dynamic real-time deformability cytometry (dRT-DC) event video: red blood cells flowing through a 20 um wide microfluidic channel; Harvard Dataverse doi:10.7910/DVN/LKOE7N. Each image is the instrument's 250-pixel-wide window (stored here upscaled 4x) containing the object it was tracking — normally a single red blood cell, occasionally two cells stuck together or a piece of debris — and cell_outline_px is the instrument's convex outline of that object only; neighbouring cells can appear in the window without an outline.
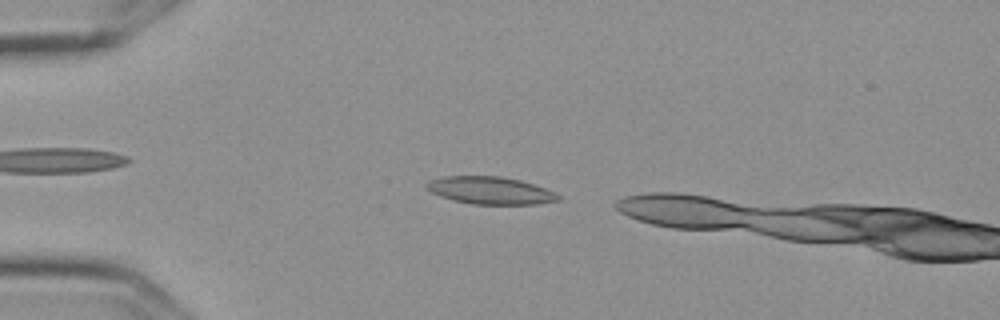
{"species": "Egyptian fruit bat (a non-hibernating species)", "species_latin": "Rousettus aegyptiacus", "temperature_condition": "cold", "stored_images_in_passage": 9, "camera_frame_rate_fps": 3000, "um_per_image_px": 0.085, "frame": {"image": 1, "passage_image": 2, "time_ms": 0.333, "image_size_px": [1000, 320], "cell_outline_px": [[560, 200], [536, 204], [472, 204], [452, 200], [440, 196], [432, 192], [424, 184], [428, 180], [444, 176], [500, 176], [520, 180], [556, 192], [560, 196]], "centroid_in_image_um": [41.66, 16.18], "position_along_channel_um": 43.3, "area_um2": 21.04}}
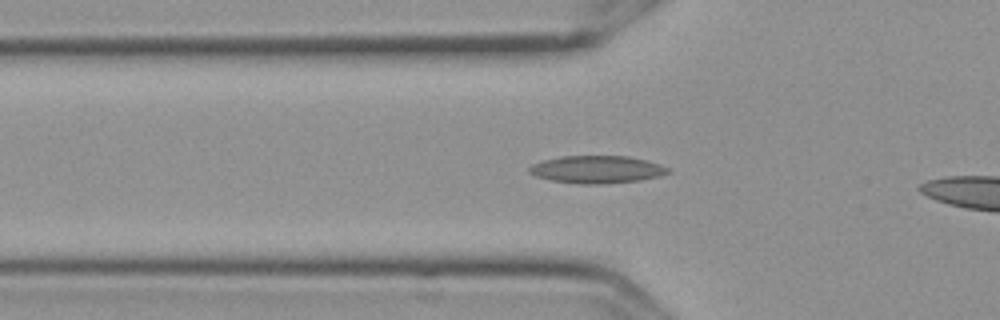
{"frame": {"image": 2, "passage_image": 7, "time_ms": 2.0, "image_size_px": [1000, 320], "cell_outline_px": [[672, 172], [660, 176], [640, 180], [600, 184], [580, 184], [552, 180], [536, 176], [528, 172], [528, 168], [532, 164], [544, 160], [560, 156], [628, 156], [660, 164], [668, 168]], "centroid_in_image_um": [50.73, 14.4], "position_along_channel_um": 75.1, "area_um2": 22.2}}